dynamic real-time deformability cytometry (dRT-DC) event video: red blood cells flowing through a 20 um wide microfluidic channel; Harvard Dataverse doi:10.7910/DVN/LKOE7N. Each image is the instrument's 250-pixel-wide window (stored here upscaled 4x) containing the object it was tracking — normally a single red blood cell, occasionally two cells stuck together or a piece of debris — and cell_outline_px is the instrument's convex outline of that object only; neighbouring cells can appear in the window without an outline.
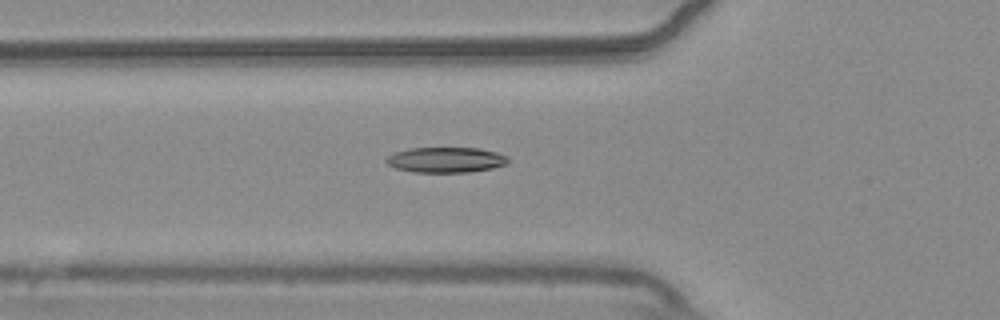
{"species": "common noctule bat (a hibernating species)", "species_latin": "Nyctalus noctula", "temperature_condition": "warm", "stored_images_in_passage": 33, "camera_frame_rate_fps": 3000, "um_per_image_px": 0.085, "animal": {"sex": "male", "body_mass_g": 20.4}, "frame": {"image": 1, "passage_image": 4, "time_ms": 1.0, "image_size_px": [1000, 320], "cell_outline_px": [[508, 164], [492, 168], [468, 172], [412, 172], [396, 168], [388, 164], [384, 160], [388, 156], [396, 152], [408, 148], [476, 148], [496, 152], [508, 156]], "centroid_in_image_um": [37.9, 13.59], "position_along_channel_um": 87.9, "area_um2": 17.98}}
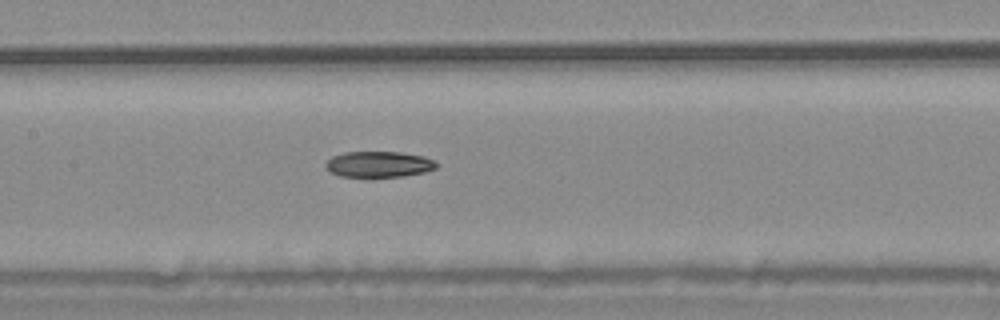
{"frame": {"image": 2, "passage_image": 11, "time_ms": 3.333, "image_size_px": [1000, 320], "cell_outline_px": [[436, 168], [424, 172], [400, 176], [340, 176], [332, 172], [324, 164], [332, 156], [344, 152], [400, 152], [424, 156], [432, 160], [436, 164]], "centroid_in_image_um": [32.18, 13.95], "position_along_channel_um": 175.2, "area_um2": 16.36}}
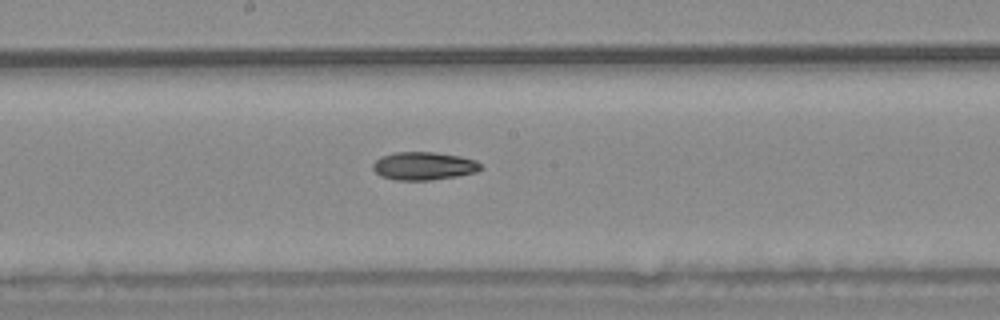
{"frame": {"image": 3, "passage_image": 14, "time_ms": 4.333, "image_size_px": [1000, 320], "cell_outline_px": [[484, 168], [476, 172], [456, 176], [428, 180], [396, 180], [380, 176], [372, 168], [372, 164], [380, 156], [396, 152], [436, 152], [460, 156], [476, 160]], "centroid_in_image_um": [36.01, 14.1], "position_along_channel_um": 212.2, "area_um2": 17.69}, "authors_computed_cell_mechanics": {"area_um2": 17.6868, "velocity_mm_per_s": 3.7027, "shape_relaxation_time_tau1_ms": 8.2869, "shape_relaxation_time_tau2_ms": null, "deformation_change_tau1": 0.165, "deformation_change_tau2": null}}